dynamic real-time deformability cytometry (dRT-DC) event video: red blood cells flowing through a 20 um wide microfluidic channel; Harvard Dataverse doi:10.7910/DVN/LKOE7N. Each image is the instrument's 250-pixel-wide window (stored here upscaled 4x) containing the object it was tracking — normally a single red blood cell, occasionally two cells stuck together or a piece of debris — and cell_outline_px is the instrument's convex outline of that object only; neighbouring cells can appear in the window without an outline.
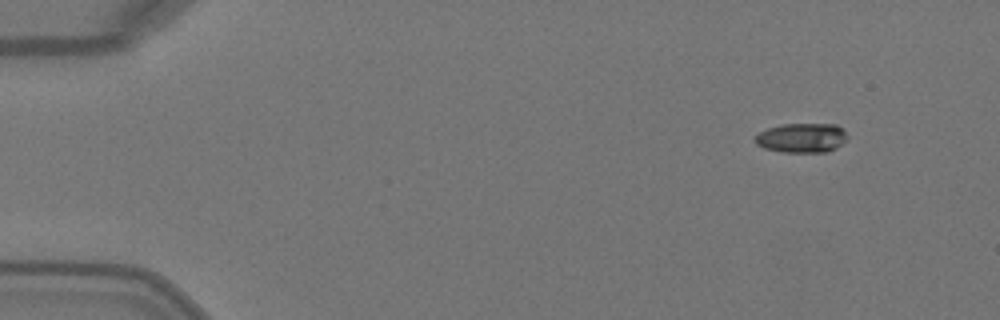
{"species": "Egyptian fruit bat (a non-hibernating species)", "species_latin": "Rousettus aegyptiacus", "temperature_condition": "warm", "stored_images_in_passage": 4, "camera_frame_rate_fps": 3000, "um_per_image_px": 0.085, "animal": {"sex": "female"}, "frame": {"image": 1, "passage_image": 1, "time_ms": 0.0, "image_size_px": [1000, 320], "cell_outline_px": [[848, 140], [836, 148], [828, 152], [780, 152], [764, 148], [756, 144], [752, 140], [760, 132], [768, 128], [780, 124], [836, 124], [848, 136]], "centroid_in_image_um": [68.14, 11.73], "position_along_channel_um": 16.9, "area_um2": 16.01}}
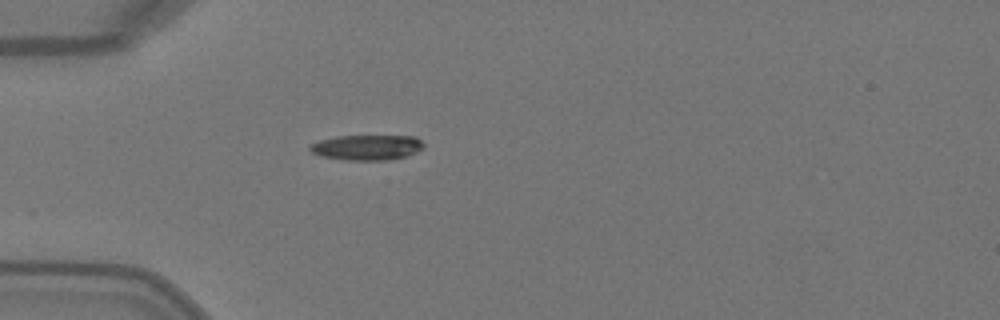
{"frame": {"image": 2, "passage_image": 4, "time_ms": 1.0, "image_size_px": [1000, 320], "cell_outline_px": [[424, 148], [416, 152], [404, 156], [384, 160], [344, 160], [320, 156], [312, 152], [308, 148], [308, 144], [320, 140], [336, 136], [416, 136], [424, 144]], "centroid_in_image_um": [31.15, 12.52], "position_along_channel_um": 53.9, "area_um2": 16.76}}